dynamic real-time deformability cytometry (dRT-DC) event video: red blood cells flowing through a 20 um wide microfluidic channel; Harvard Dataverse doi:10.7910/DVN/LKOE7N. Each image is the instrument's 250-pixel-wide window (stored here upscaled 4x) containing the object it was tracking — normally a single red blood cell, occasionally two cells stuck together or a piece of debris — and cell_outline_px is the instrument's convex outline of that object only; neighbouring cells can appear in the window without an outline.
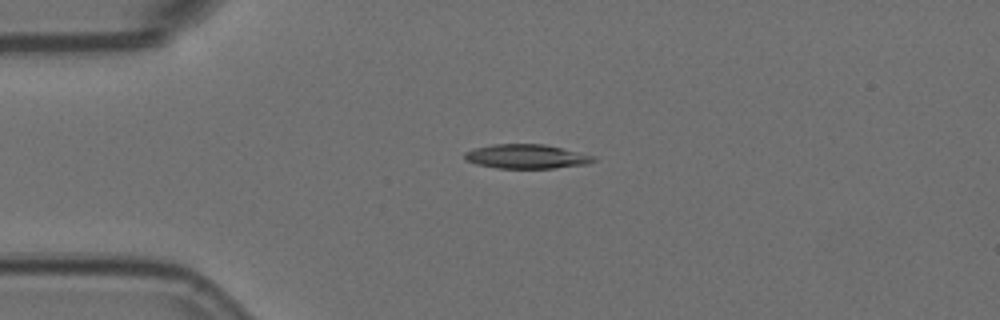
{"species": "Egyptian fruit bat (a non-hibernating species)", "species_latin": "Rousettus aegyptiacus", "temperature_condition": "room temperature", "stored_images_in_passage": 4, "camera_frame_rate_fps": 3000, "um_per_image_px": 0.085, "animal": {"sex": "female"}, "frame": {"image": 1, "passage_image": 2, "time_ms": 0.333, "image_size_px": [1000, 320], "cell_outline_px": [[596, 160], [588, 164], [552, 168], [496, 168], [476, 164], [464, 160], [464, 152], [476, 148], [492, 144], [544, 144], [596, 156]], "centroid_in_image_um": [44.74, 13.3], "position_along_channel_um": 40.3, "area_um2": 18.21}}
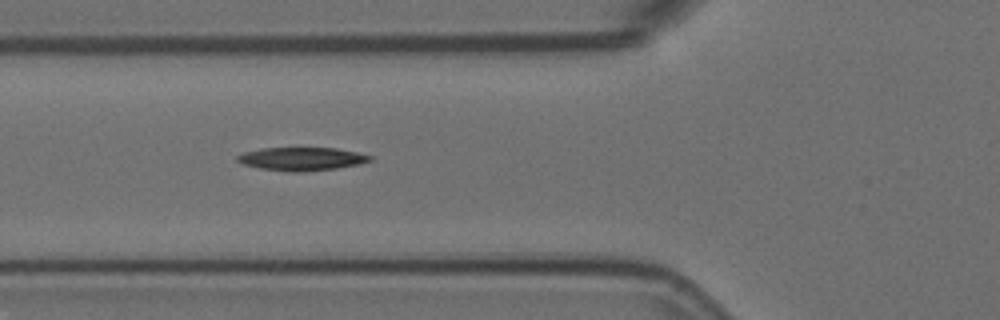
{"frame": {"image": 2, "passage_image": 4, "time_ms": 1.0, "image_size_px": [1000, 320], "cell_outline_px": [[372, 160], [360, 164], [336, 168], [304, 172], [288, 172], [260, 168], [244, 164], [236, 160], [236, 156], [244, 152], [260, 148], [336, 148], [356, 152], [372, 156]], "centroid_in_image_um": [25.63, 13.51], "position_along_channel_um": 100.2, "area_um2": 17.98}}